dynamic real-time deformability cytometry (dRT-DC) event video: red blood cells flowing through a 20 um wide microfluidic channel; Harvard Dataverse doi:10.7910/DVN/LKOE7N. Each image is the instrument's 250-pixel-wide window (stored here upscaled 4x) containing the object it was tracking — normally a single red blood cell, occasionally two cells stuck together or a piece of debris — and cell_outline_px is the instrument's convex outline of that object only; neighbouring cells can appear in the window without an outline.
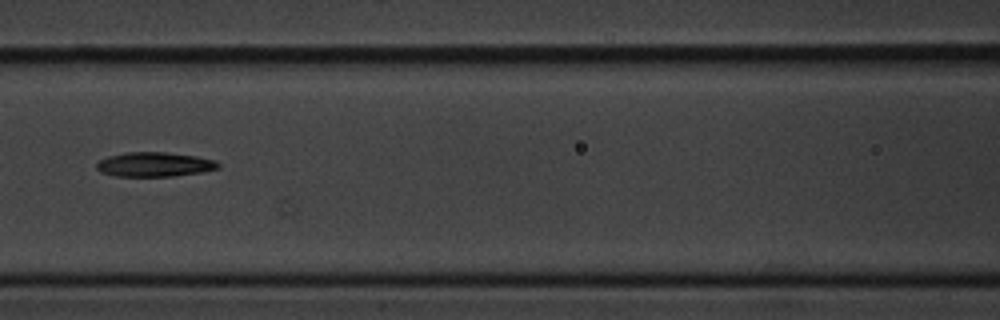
{"species": "common noctule bat (a hibernating species)", "species_latin": "Nyctalus noctula", "temperature_condition": "cold", "stored_images_in_passage": 20, "camera_frame_rate_fps": 3000, "um_per_image_px": 0.085, "animal": {"sex": "male", "body_mass_g": 20.1, "forearm_length_mm": 53.5}, "frame": {"image": 1, "passage_image": 10, "time_ms": 3.0, "image_size_px": [1000, 320], "cell_outline_px": [[220, 168], [200, 172], [176, 176], [116, 176], [100, 172], [96, 168], [96, 164], [100, 160], [108, 156], [124, 152], [164, 152], [196, 156], [216, 160], [220, 164]], "centroid_in_image_um": [13.13, 13.97], "position_along_channel_um": 153.5, "area_um2": 17.4}}
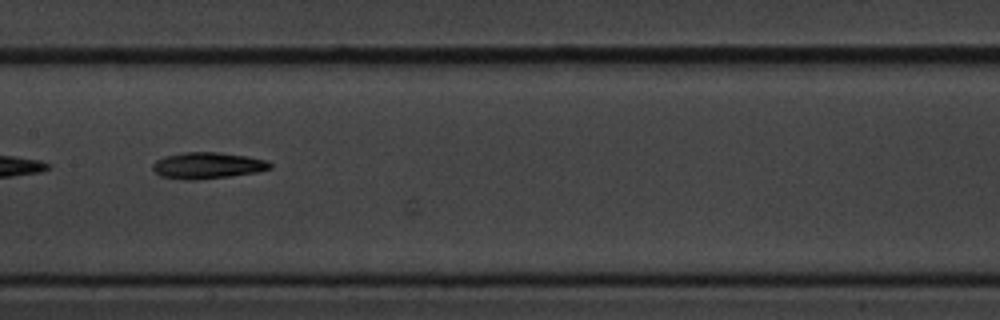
{"frame": {"image": 2, "passage_image": 13, "time_ms": 4.0, "image_size_px": [1000, 320], "cell_outline_px": [[272, 168], [256, 172], [232, 176], [196, 180], [188, 180], [160, 176], [152, 168], [152, 164], [156, 160], [168, 156], [184, 152], [220, 152], [248, 156], [268, 160], [272, 164]], "centroid_in_image_um": [17.68, 14.07], "position_along_channel_um": 189.7, "area_um2": 18.09}}